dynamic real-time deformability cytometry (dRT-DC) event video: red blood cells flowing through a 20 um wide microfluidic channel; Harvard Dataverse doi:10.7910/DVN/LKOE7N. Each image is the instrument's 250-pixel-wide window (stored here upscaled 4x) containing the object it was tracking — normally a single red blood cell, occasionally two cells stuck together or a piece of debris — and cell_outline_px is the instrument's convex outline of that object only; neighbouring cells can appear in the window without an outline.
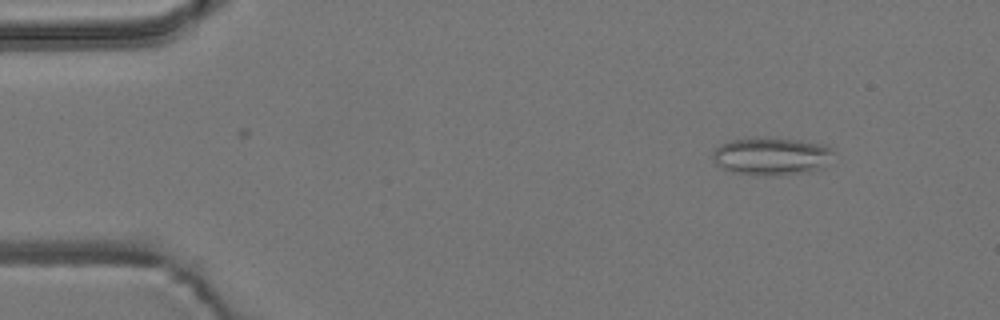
{"species": "common noctule bat (a hibernating species)", "species_latin": "Nyctalus noctula", "temperature_condition": "room temperature", "stored_images_in_passage": 16, "camera_frame_rate_fps": 3000, "um_per_image_px": 0.085, "animal": {"sex": "male", "body_mass_g": 19.2, "forearm_length_mm": 51.8}, "frame": {"image": 1, "passage_image": 7, "time_ms": 2.0, "image_size_px": [1000, 320], "cell_outline_px": [[836, 152], [820, 168], [812, 172], [776, 176], [764, 176], [732, 172], [720, 168], [712, 160], [712, 152], [720, 144], [732, 140], [752, 136], [760, 136], [800, 140], [824, 144]], "centroid_in_image_um": [65.54, 13.27], "position_along_channel_um": 19.5, "area_um2": 27.28}}